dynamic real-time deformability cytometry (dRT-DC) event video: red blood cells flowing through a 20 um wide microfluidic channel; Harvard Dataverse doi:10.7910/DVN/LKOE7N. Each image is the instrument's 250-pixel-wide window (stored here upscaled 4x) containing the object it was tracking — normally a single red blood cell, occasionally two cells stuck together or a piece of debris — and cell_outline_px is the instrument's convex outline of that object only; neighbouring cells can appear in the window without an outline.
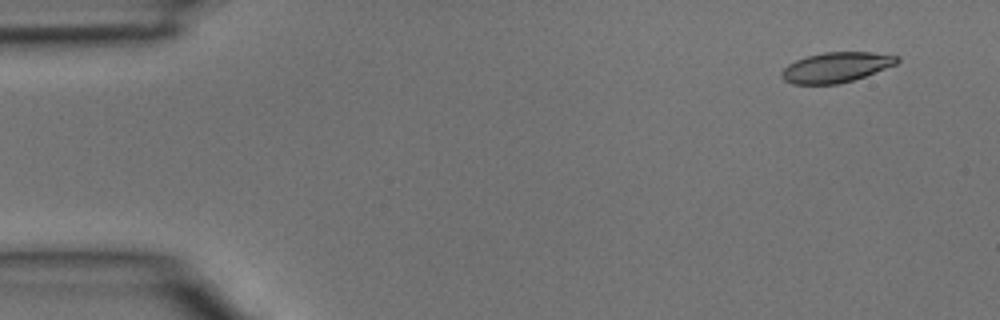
{"species": "common noctule bat (a hibernating species)", "species_latin": "Nyctalus noctula", "temperature_condition": "room temperature", "stored_images_in_passage": 3, "camera_frame_rate_fps": 3000, "um_per_image_px": 0.085, "animal": {"sex": "male", "body_mass_g": 15.6}, "frame": {"image": 1, "passage_image": 1, "time_ms": 0.0, "image_size_px": [1000, 320], "cell_outline_px": [[900, 60], [896, 64], [864, 76], [840, 84], [792, 84], [784, 80], [780, 76], [780, 72], [788, 64], [796, 60], [808, 56], [824, 52], [872, 52], [900, 56]], "centroid_in_image_um": [71.05, 5.72], "position_along_channel_um": 13.9, "area_um2": 20.23}}